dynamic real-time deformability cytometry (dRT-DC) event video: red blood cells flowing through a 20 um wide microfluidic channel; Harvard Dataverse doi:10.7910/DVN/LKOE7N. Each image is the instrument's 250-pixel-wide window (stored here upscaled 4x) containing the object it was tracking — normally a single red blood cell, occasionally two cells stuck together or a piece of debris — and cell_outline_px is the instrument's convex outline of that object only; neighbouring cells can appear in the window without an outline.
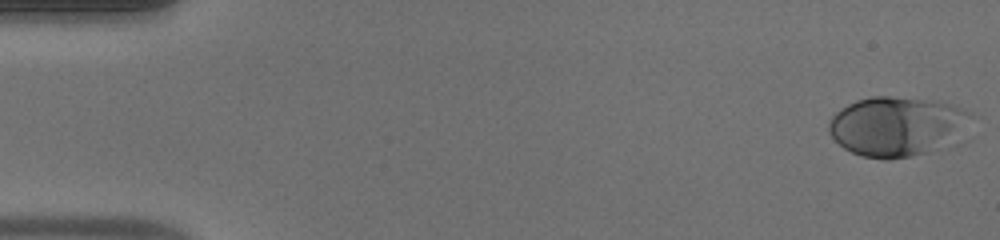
{"species": "human", "species_latin": "Homo sapiens", "temperature_condition": "warm", "stored_images_in_passage": 53, "camera_frame_rate_fps": 3000, "um_per_image_px": 0.085, "donor": {"sex": "male"}, "frame": {"image": 1, "passage_image": 1, "time_ms": 0.0, "image_size_px": [1000, 240], "cell_outline_px": [[976, 116], [956, 144], [928, 152], [912, 156], [888, 160], [884, 160], [864, 156], [852, 152], [844, 148], [832, 136], [828, 128], [828, 124], [832, 116], [840, 108], [856, 100], [872, 96], [892, 96], [940, 100], [964, 108], [972, 112]], "centroid_in_image_um": [76.36, 10.73], "position_along_channel_um": 8.6, "area_um2": 50.69}}
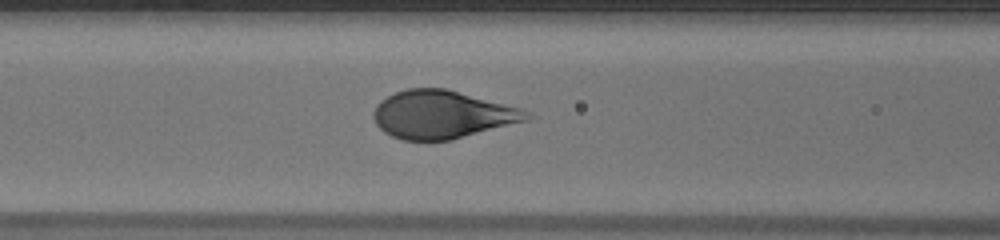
{"frame": {"image": 2, "passage_image": 22, "time_ms": 7.0, "image_size_px": [1000, 240], "cell_outline_px": [[532, 116], [528, 120], [452, 140], [404, 140], [392, 136], [384, 132], [376, 124], [372, 116], [372, 112], [376, 104], [380, 100], [404, 88], [448, 88], [520, 108], [528, 112]], "centroid_in_image_um": [37.55, 9.73], "position_along_channel_um": 129.0, "area_um2": 42.95}}
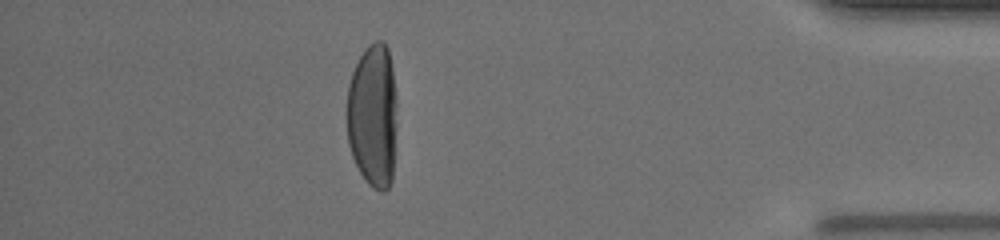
{"frame": {"image": 3, "passage_image": 47, "time_ms": 15.333, "image_size_px": [1000, 240], "cell_outline_px": [[396, 128], [392, 180], [388, 188], [384, 192], [380, 192], [372, 188], [368, 184], [360, 172], [352, 156], [348, 144], [348, 84], [352, 72], [364, 48], [368, 44], [376, 40], [384, 40], [388, 48], [392, 68], [396, 100]], "centroid_in_image_um": [31.71, 9.83], "position_along_channel_um": 403.5, "area_um2": 42.37}}